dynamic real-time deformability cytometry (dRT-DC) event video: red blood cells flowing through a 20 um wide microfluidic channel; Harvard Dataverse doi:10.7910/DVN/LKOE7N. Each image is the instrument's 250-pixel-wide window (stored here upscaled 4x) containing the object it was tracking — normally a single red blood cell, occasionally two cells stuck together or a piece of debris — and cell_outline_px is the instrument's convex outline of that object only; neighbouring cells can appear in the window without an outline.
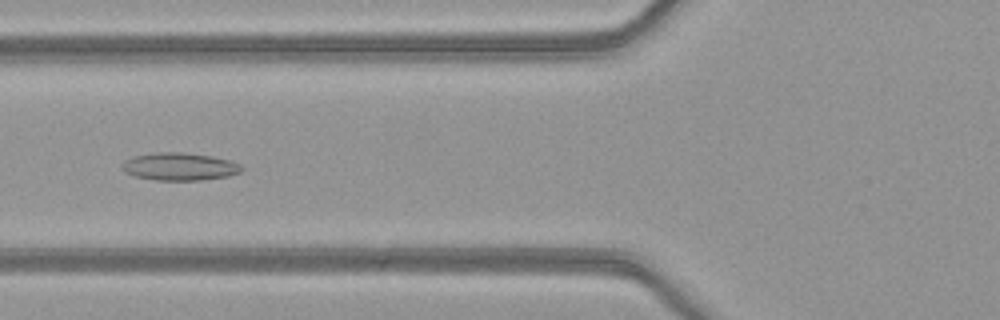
{"species": "common noctule bat (a hibernating species)", "species_latin": "Nyctalus noctula", "temperature_condition": "warm", "stored_images_in_passage": 51, "camera_frame_rate_fps": 3000, "um_per_image_px": 0.085, "animal": {"sex": "female", "body_mass_g": 21.9}, "frame": {"image": 1, "passage_image": 20, "time_ms": 6.333, "image_size_px": [1000, 320], "cell_outline_px": [[244, 168], [240, 172], [228, 176], [200, 180], [156, 180], [136, 176], [124, 172], [120, 168], [124, 160], [132, 156], [152, 152], [184, 152], [212, 156], [228, 160], [240, 164]], "centroid_in_image_um": [15.22, 14.15], "position_along_channel_um": 110.6, "area_um2": 19.42}}
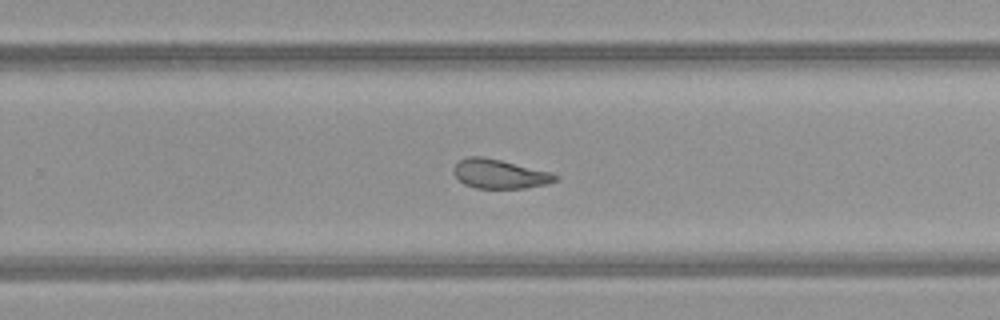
{"frame": {"image": 2, "passage_image": 33, "time_ms": 10.667, "image_size_px": [1000, 320], "cell_outline_px": [[560, 176], [556, 180], [548, 184], [524, 188], [476, 188], [464, 184], [452, 172], [452, 168], [460, 160], [468, 156], [480, 156], [500, 160], [552, 172]], "centroid_in_image_um": [42.48, 14.78], "position_along_channel_um": 287.3, "area_um2": 17.28}}
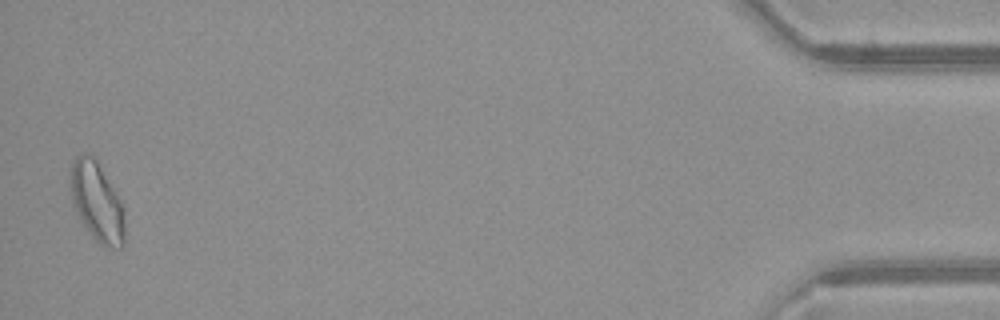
{"frame": {"image": 3, "passage_image": 50, "time_ms": 16.333, "image_size_px": [1000, 320], "cell_outline_px": [[124, 244], [120, 248], [104, 248], [92, 236], [80, 220], [72, 204], [68, 188], [68, 176], [72, 160], [76, 156], [84, 152], [88, 152], [96, 160], [112, 188], [124, 212]], "centroid_in_image_um": [8.16, 17.15], "position_along_channel_um": 427.0, "area_um2": 25.26}, "authors_computed_cell_mechanics": {"area_um2": 20.1722, "velocity_mm_per_s": 4.0782, "shape_relaxation_time_tau1_ms": null, "shape_relaxation_time_tau2_ms": 2.7779, "deformation_change_tau1": null, "deformation_change_tau2": 0.1056}}